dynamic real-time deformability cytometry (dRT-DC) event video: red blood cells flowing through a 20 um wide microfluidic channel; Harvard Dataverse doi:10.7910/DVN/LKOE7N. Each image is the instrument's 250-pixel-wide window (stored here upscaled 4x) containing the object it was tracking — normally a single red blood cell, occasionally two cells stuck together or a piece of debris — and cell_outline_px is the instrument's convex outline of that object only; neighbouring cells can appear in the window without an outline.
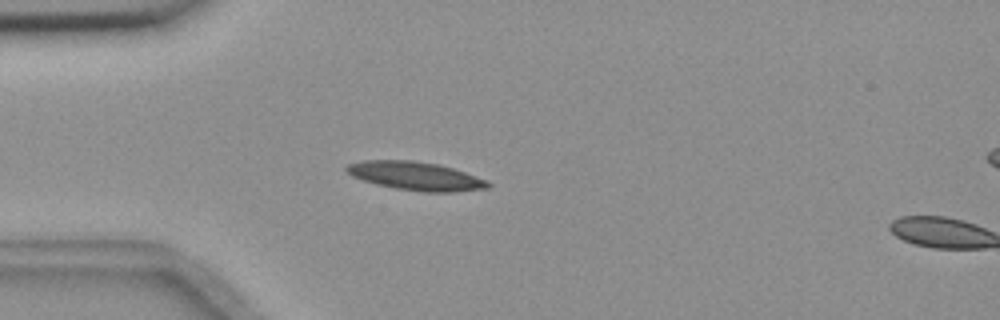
{"species": "common noctule bat (a hibernating species)", "species_latin": "Nyctalus noctula", "temperature_condition": "room temperature", "stored_images_in_passage": 3, "camera_frame_rate_fps": 3000, "um_per_image_px": 0.085, "animal": {"sex": "female", "body_mass_g": 18.4}, "frame": {"image": 1, "passage_image": 1, "time_ms": 0.0, "image_size_px": [1000, 320], "cell_outline_px": [[492, 184], [488, 188], [452, 192], [424, 192], [396, 188], [376, 184], [352, 176], [344, 168], [348, 164], [364, 160], [412, 160], [440, 164], [488, 180]], "centroid_in_image_um": [35.35, 14.95], "position_along_channel_um": 49.7, "area_um2": 23.41}}